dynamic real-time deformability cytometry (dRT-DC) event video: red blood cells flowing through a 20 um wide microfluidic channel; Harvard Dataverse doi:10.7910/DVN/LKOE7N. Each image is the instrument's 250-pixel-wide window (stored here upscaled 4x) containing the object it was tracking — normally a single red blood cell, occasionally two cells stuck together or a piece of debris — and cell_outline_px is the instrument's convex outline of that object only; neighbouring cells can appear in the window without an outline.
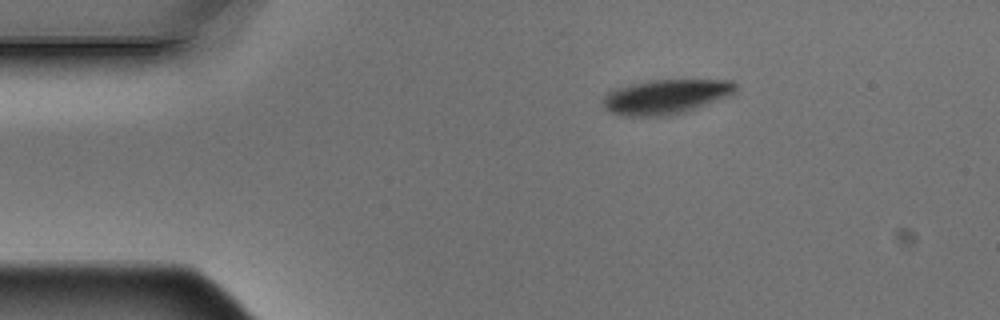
{"species": "Egyptian fruit bat (a non-hibernating species)", "species_latin": "Rousettus aegyptiacus", "temperature_condition": "warm", "stored_images_in_passage": 3, "camera_frame_rate_fps": 3000, "um_per_image_px": 0.085, "animal": {"sex": "male"}, "frame": {"image": 1, "passage_image": 1, "time_ms": 0.0, "image_size_px": [1000, 320], "cell_outline_px": [[736, 92], [732, 96], [684, 112], [668, 116], [624, 116], [612, 112], [604, 108], [600, 104], [600, 100], [608, 92], [616, 88], [628, 84], [652, 80], [732, 80], [736, 84]], "centroid_in_image_um": [56.59, 8.22], "position_along_channel_um": 28.4, "area_um2": 27.11}}
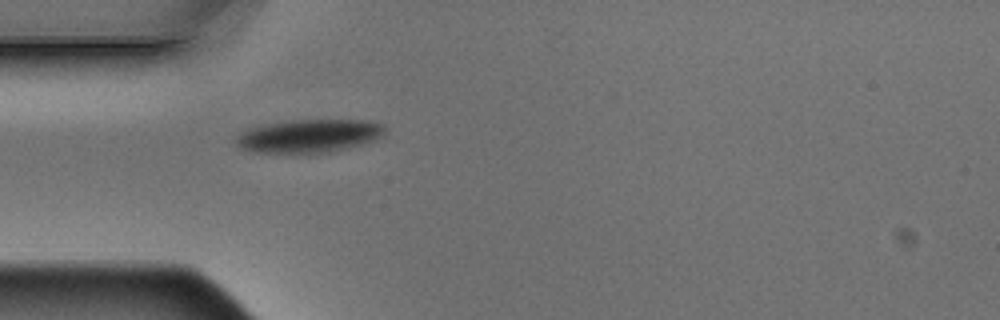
{"frame": {"image": 2, "passage_image": 3, "time_ms": 0.667, "image_size_px": [1000, 320], "cell_outline_px": [[384, 136], [376, 140], [364, 144], [348, 148], [328, 152], [256, 152], [240, 148], [236, 144], [236, 136], [248, 128], [268, 124], [292, 120], [364, 120], [384, 124]], "centroid_in_image_um": [26.31, 11.55], "position_along_channel_um": 58.7, "area_um2": 28.61}}